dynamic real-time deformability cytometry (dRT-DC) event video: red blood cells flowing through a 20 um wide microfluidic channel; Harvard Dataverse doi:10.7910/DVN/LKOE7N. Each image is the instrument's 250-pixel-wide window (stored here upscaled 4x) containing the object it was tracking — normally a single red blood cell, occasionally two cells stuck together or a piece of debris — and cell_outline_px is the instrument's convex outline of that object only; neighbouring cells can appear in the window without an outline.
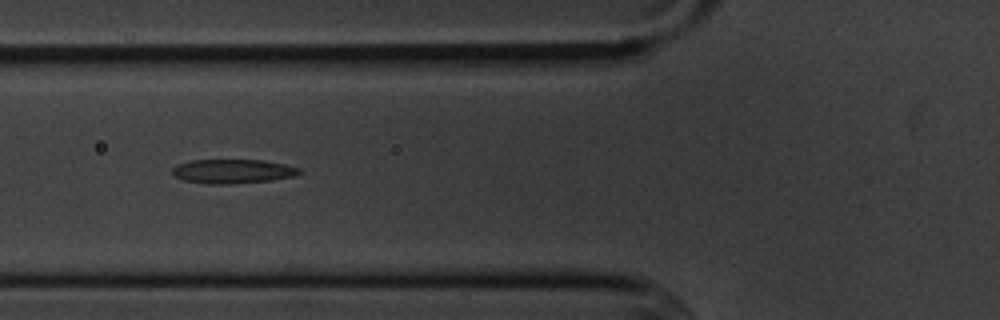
{"species": "common noctule bat (a hibernating species)", "species_latin": "Nyctalus noctula", "temperature_condition": "cold", "stored_images_in_passage": 8, "camera_frame_rate_fps": 3000, "um_per_image_px": 0.085, "animal": {"sex": "male", "body_mass_g": 20.1, "forearm_length_mm": 53.5}, "frame": {"image": 1, "passage_image": 3, "time_ms": 2.333, "image_size_px": [1000, 320], "cell_outline_px": [[304, 172], [296, 176], [272, 180], [228, 184], [208, 184], [184, 180], [172, 176], [172, 168], [176, 164], [192, 160], [264, 160], [284, 164], [300, 168]], "centroid_in_image_um": [19.79, 14.56], "position_along_channel_um": 106.0, "area_um2": 18.09}}
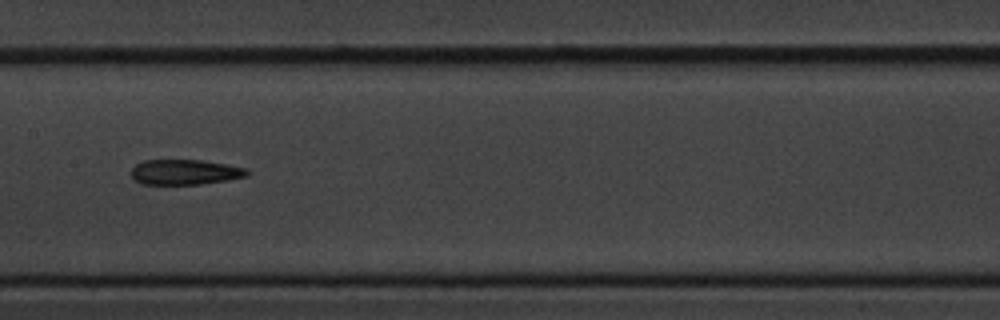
{"frame": {"image": 2, "passage_image": 5, "time_ms": 4.667, "image_size_px": [1000, 320], "cell_outline_px": [[248, 176], [228, 180], [200, 184], [140, 184], [132, 180], [132, 168], [136, 164], [144, 160], [200, 160], [248, 168]], "centroid_in_image_um": [15.7, 14.63], "position_along_channel_um": 191.7, "area_um2": 17.05}}
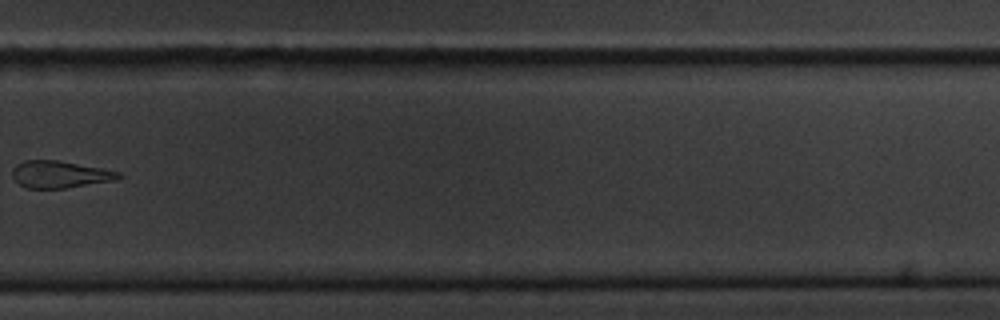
{"frame": {"image": 3, "passage_image": 8, "time_ms": 8.333, "image_size_px": [1000, 320], "cell_outline_px": [[124, 176], [116, 180], [64, 188], [28, 188], [20, 184], [12, 176], [12, 168], [16, 164], [24, 160], [56, 160], [100, 168], [120, 172]], "centroid_in_image_um": [5.08, 14.82], "position_along_channel_um": 324.7, "area_um2": 16.59}}